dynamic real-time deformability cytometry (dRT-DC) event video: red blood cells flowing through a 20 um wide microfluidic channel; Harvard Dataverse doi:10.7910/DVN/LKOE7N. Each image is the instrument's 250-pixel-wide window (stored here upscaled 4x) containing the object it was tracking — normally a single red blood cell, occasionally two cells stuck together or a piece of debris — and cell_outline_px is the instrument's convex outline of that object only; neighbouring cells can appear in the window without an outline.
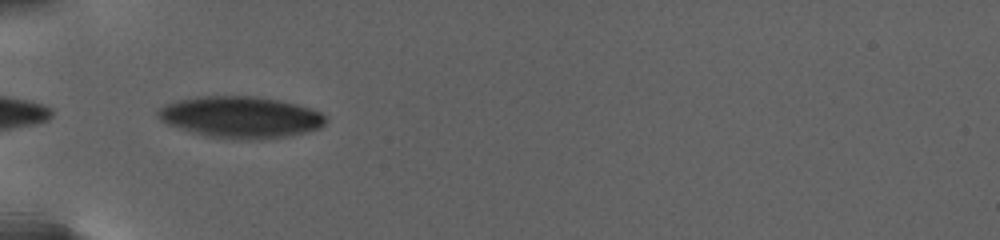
{"species": "human", "species_latin": "Homo sapiens", "temperature_condition": "warm", "stored_images_in_passage": 10, "camera_frame_rate_fps": 3000, "um_per_image_px": 0.085, "donor": {"sex": "female"}, "frame": {"image": 1, "passage_image": 1, "time_ms": 0.0, "image_size_px": [1000, 240], "cell_outline_px": [[328, 120], [320, 128], [288, 136], [252, 140], [232, 140], [204, 136], [168, 124], [160, 120], [156, 112], [164, 104], [176, 100], [200, 96], [256, 96], [280, 100], [296, 104], [320, 112]], "centroid_in_image_um": [20.42, 9.96], "position_along_channel_um": 64.6, "area_um2": 40.81}}
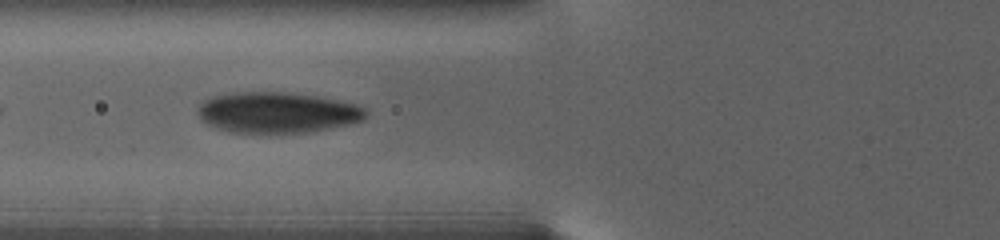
{"frame": {"image": 2, "passage_image": 9, "time_ms": 1.667, "image_size_px": [1000, 240], "cell_outline_px": [[368, 116], [364, 120], [348, 124], [308, 132], [232, 132], [216, 128], [200, 120], [196, 112], [200, 104], [204, 100], [212, 96], [232, 92], [292, 92], [320, 96], [344, 100], [356, 104], [364, 108], [368, 112]], "centroid_in_image_um": [23.58, 9.54], "position_along_channel_um": 102.2, "area_um2": 40.34}}